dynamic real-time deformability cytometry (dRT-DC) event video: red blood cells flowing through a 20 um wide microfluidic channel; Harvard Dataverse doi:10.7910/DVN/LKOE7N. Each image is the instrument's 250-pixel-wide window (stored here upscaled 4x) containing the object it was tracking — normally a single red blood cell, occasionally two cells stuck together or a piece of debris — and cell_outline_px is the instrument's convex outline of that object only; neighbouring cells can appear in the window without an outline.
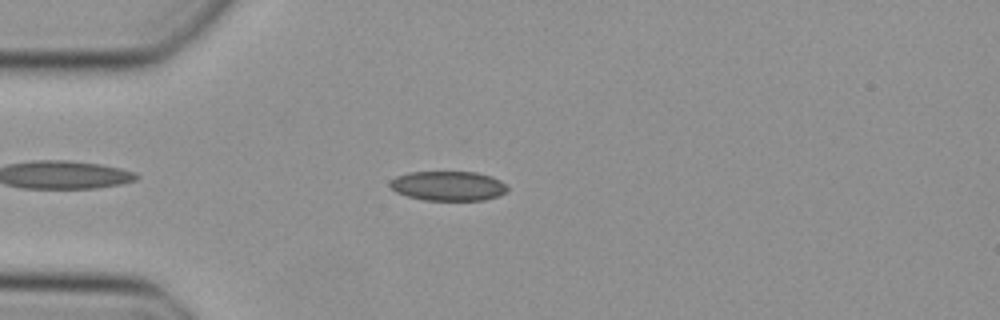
{"species": "Egyptian fruit bat (a non-hibernating species)", "species_latin": "Rousettus aegyptiacus", "temperature_condition": "cold", "stored_images_in_passage": 37, "camera_frame_rate_fps": 3000, "um_per_image_px": 0.085, "animal": {"sex": "female"}, "frame": {"image": 1, "passage_image": 7, "time_ms": 2.0, "image_size_px": [1000, 320], "cell_outline_px": [[508, 188], [504, 192], [496, 196], [484, 200], [424, 200], [408, 196], [396, 192], [388, 184], [396, 176], [408, 172], [476, 172], [492, 176], [500, 180]], "centroid_in_image_um": [38.07, 15.79], "position_along_channel_um": 46.9, "area_um2": 20.11}}
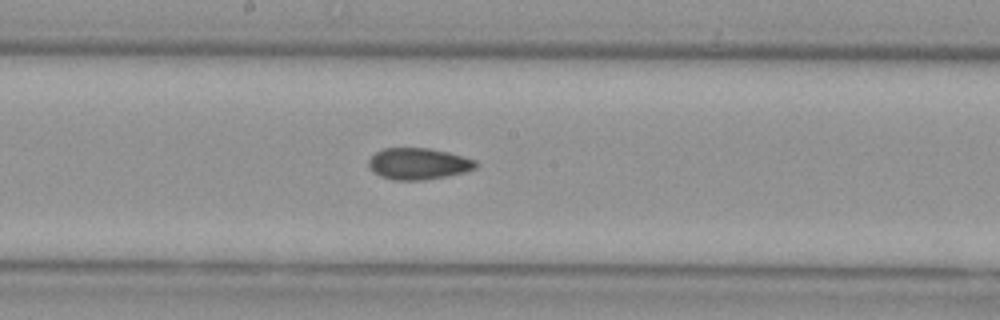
{"frame": {"image": 2, "passage_image": 20, "time_ms": 6.333, "image_size_px": [1000, 320], "cell_outline_px": [[480, 164], [476, 168], [468, 172], [448, 176], [424, 180], [392, 180], [380, 176], [372, 172], [368, 164], [368, 160], [376, 152], [384, 148], [428, 148], [448, 152], [476, 160]], "centroid_in_image_um": [35.59, 13.93], "position_along_channel_um": 212.6, "area_um2": 19.94}}
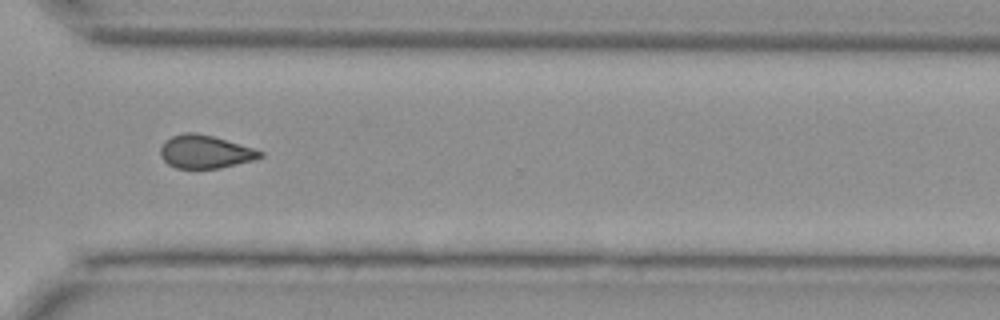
{"frame": {"image": 3, "passage_image": 30, "time_ms": 9.667, "image_size_px": [1000, 320], "cell_outline_px": [[264, 156], [252, 160], [220, 168], [176, 168], [168, 164], [160, 156], [160, 148], [172, 136], [184, 132], [192, 132], [212, 136], [252, 148], [264, 152]], "centroid_in_image_um": [17.42, 12.91], "position_along_channel_um": 353.2, "area_um2": 18.9}}